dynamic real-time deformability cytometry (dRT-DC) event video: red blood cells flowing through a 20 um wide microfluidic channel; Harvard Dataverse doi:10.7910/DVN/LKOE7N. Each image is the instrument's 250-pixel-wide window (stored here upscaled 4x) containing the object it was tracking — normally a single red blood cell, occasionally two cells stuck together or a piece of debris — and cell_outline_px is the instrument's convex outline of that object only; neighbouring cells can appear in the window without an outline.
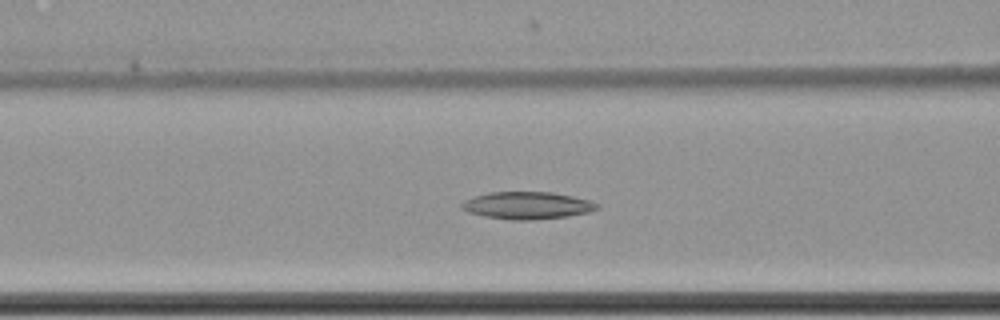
{"species": "common noctule bat (a hibernating species)", "species_latin": "Nyctalus noctula", "temperature_condition": "cold", "stored_images_in_passage": 51, "camera_frame_rate_fps": 3000, "um_per_image_px": 0.085, "animal": {"sex": "female", "body_mass_g": 22.7, "forearm_length_mm": 54.2}, "frame": {"image": 1, "passage_image": 16, "time_ms": 5.0, "image_size_px": [1000, 320], "cell_outline_px": [[600, 208], [588, 212], [568, 216], [532, 220], [512, 220], [484, 216], [468, 212], [460, 208], [460, 204], [464, 200], [472, 196], [488, 192], [552, 192], [572, 196], [588, 200], [600, 204]], "centroid_in_image_um": [44.78, 17.46], "position_along_channel_um": 121.8, "area_um2": 21.68}}
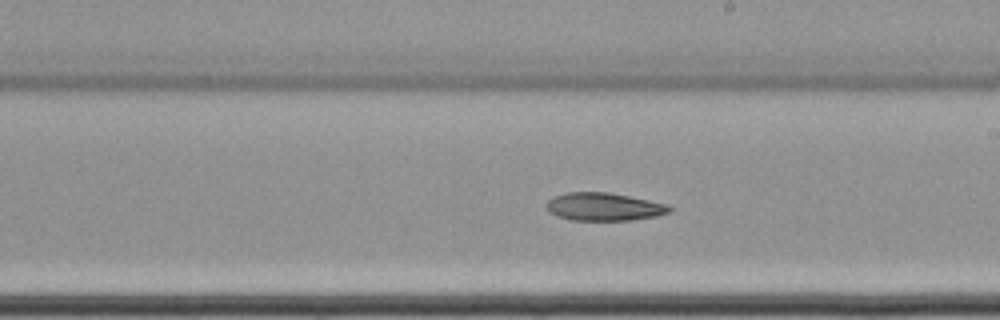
{"frame": {"image": 2, "passage_image": 26, "time_ms": 8.333, "image_size_px": [1000, 320], "cell_outline_px": [[672, 212], [656, 216], [632, 220], [572, 220], [556, 216], [548, 212], [544, 208], [544, 204], [548, 200], [556, 196], [568, 192], [608, 192], [668, 204], [672, 208]], "centroid_in_image_um": [51.31, 17.58], "position_along_channel_um": 237.7, "area_um2": 20.17}}
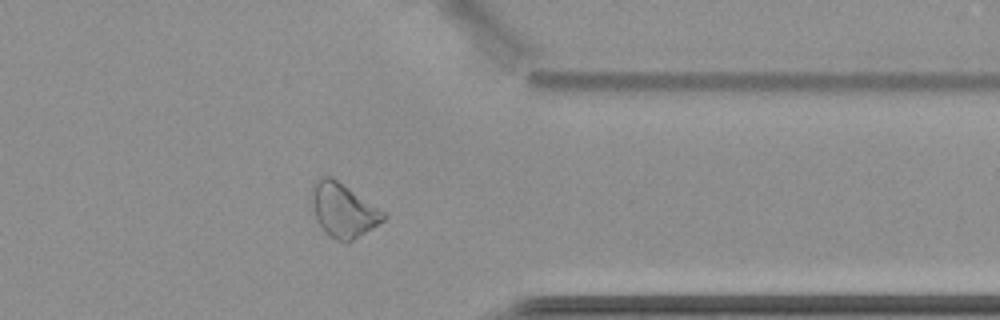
{"frame": {"image": 3, "passage_image": 39, "time_ms": 12.667, "image_size_px": [1000, 320], "cell_outline_px": [[388, 216], [384, 220], [348, 244], [336, 240], [324, 232], [316, 220], [308, 196], [312, 184], [316, 180], [324, 176], [332, 176], [388, 212]], "centroid_in_image_um": [29.17, 17.85], "position_along_channel_um": 382.2, "area_um2": 23.47}}